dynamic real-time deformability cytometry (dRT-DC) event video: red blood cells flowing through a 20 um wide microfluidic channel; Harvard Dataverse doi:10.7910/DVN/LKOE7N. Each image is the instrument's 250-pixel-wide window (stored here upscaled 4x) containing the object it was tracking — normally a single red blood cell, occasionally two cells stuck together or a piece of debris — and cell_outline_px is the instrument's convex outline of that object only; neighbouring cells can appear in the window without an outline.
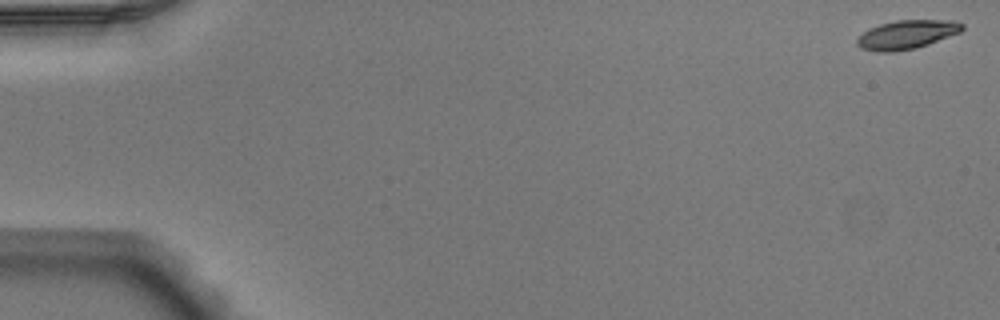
{"species": "Egyptian fruit bat (a non-hibernating species)", "species_latin": "Rousettus aegyptiacus", "temperature_condition": "warm", "stored_images_in_passage": 52, "camera_frame_rate_fps": 3000, "um_per_image_px": 0.085, "animal": {"sex": "male"}, "frame": {"image": 1, "passage_image": 1, "time_ms": 0.0, "image_size_px": [1000, 320], "cell_outline_px": [[964, 28], [960, 32], [928, 44], [916, 48], [892, 52], [880, 52], [860, 48], [856, 44], [856, 40], [868, 28], [880, 24], [896, 20], [952, 20], [964, 24]], "centroid_in_image_um": [77.06, 2.93], "position_along_channel_um": 7.9, "area_um2": 17.63}}
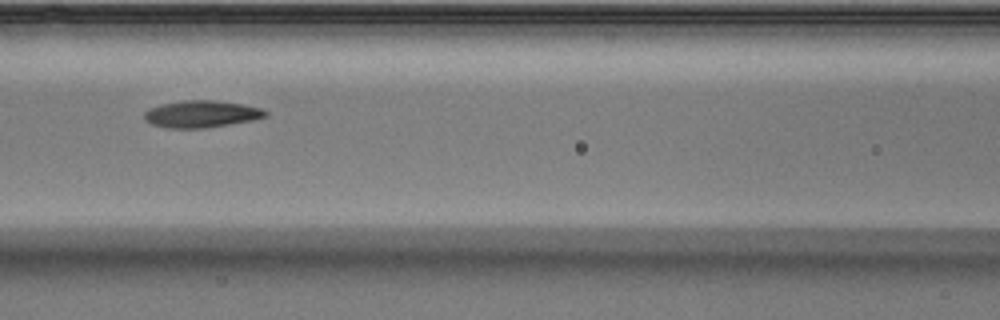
{"frame": {"image": 2, "passage_image": 24, "time_ms": 7.667, "image_size_px": [1000, 320], "cell_outline_px": [[268, 116], [252, 120], [204, 128], [168, 128], [152, 124], [144, 120], [144, 112], [148, 108], [164, 104], [184, 100], [216, 100], [240, 104], [260, 108], [268, 112]], "centroid_in_image_um": [17.1, 9.69], "position_along_channel_um": 149.5, "area_um2": 18.9}}
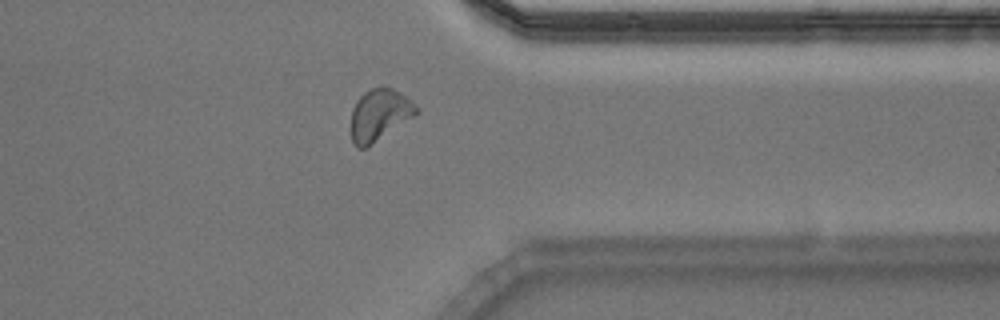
{"frame": {"image": 3, "passage_image": 42, "time_ms": 13.667, "image_size_px": [1000, 320], "cell_outline_px": [[420, 112], [416, 116], [364, 148], [356, 148], [352, 140], [352, 108], [356, 100], [364, 92], [380, 84], [392, 88], [400, 92], [420, 108]], "centroid_in_image_um": [32.28, 9.72], "position_along_channel_um": 379.1, "area_um2": 19.77}, "authors_computed_cell_mechanics": {"area_um2": 18.8139, "velocity_mm_per_s": 3.9039, "shape_relaxation_time_tau1_ms": 4.1981, "shape_relaxation_time_tau2_ms": 3.2451, "deformation_change_tau1": 0.1603, "deformation_change_tau2": 0.0847}}